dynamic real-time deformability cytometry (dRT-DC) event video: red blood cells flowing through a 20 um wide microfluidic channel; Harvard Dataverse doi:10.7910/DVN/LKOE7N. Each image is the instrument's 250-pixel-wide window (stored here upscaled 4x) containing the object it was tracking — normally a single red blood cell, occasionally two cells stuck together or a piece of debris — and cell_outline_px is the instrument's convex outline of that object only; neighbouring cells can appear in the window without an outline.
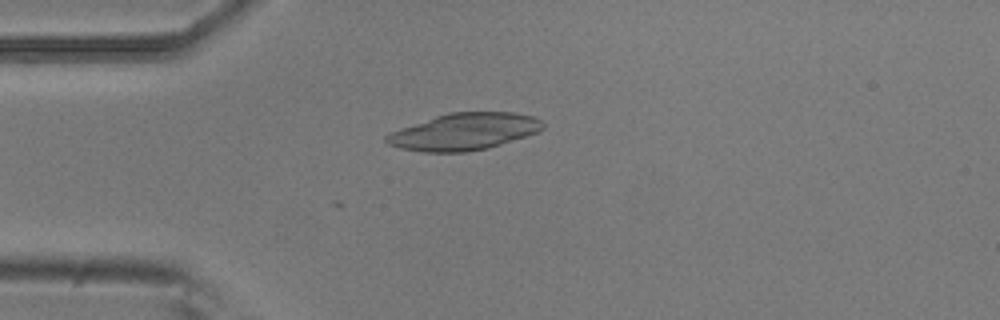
{"species": "common noctule bat (a hibernating species)", "species_latin": "Nyctalus noctula", "temperature_condition": "room temperature", "stored_images_in_passage": 1, "camera_frame_rate_fps": 3000, "um_per_image_px": 0.085, "animal": {"sex": "male", "body_mass_g": 20.5, "forearm_length_mm": 52.5}, "frame": {"image": 1, "passage_image": 1, "time_ms": 0.0, "image_size_px": [1000, 320], "cell_outline_px": [[544, 128], [536, 132], [488, 148], [468, 152], [424, 152], [400, 148], [388, 144], [384, 140], [384, 136], [400, 128], [448, 112], [512, 112], [532, 116], [540, 120], [544, 124]], "centroid_in_image_um": [39.42, 11.19], "position_along_channel_um": 45.6, "area_um2": 33.35}}